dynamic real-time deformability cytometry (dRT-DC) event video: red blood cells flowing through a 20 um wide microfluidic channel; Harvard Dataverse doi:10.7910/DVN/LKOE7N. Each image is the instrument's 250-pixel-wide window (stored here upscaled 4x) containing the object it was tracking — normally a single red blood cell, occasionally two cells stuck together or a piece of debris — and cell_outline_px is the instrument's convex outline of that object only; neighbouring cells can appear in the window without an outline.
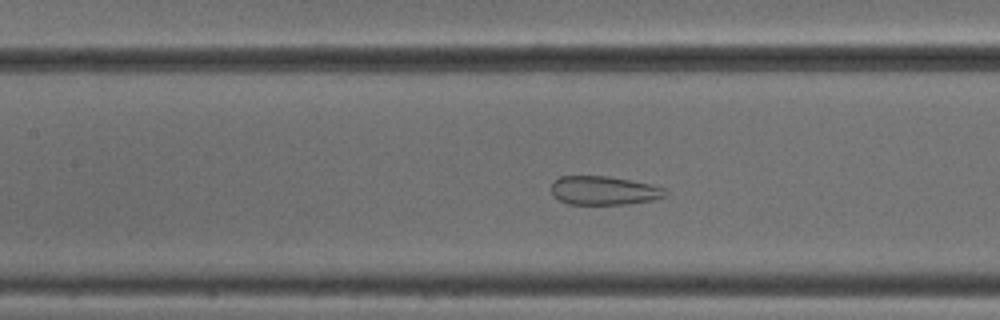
{"species": "common noctule bat (a hibernating species)", "species_latin": "Nyctalus noctula", "temperature_condition": "cold", "stored_images_in_passage": 48, "camera_frame_rate_fps": 3000, "um_per_image_px": 0.085, "animal": {"sex": "male", "body_mass_g": 18.8}, "frame": {"image": 1, "passage_image": 20, "time_ms": 6.333, "image_size_px": [1000, 320], "cell_outline_px": [[664, 196], [652, 200], [628, 204], [568, 204], [552, 196], [552, 180], [560, 176], [608, 176], [648, 184], [664, 188]], "centroid_in_image_um": [51.25, 16.19], "position_along_channel_um": 156.2, "area_um2": 18.9}}
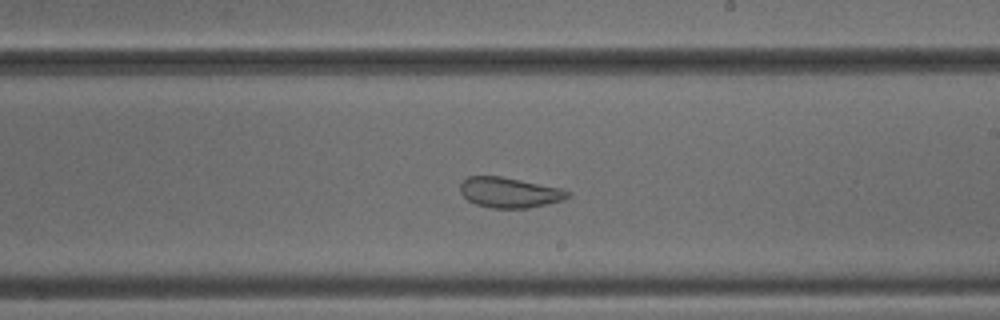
{"frame": {"image": 2, "passage_image": 27, "time_ms": 8.667, "image_size_px": [1000, 320], "cell_outline_px": [[572, 196], [564, 200], [528, 208], [492, 208], [476, 204], [468, 200], [460, 192], [460, 184], [468, 176], [500, 176], [560, 188], [572, 192]], "centroid_in_image_um": [43.33, 16.37], "position_along_channel_um": 245.7, "area_um2": 18.96}}
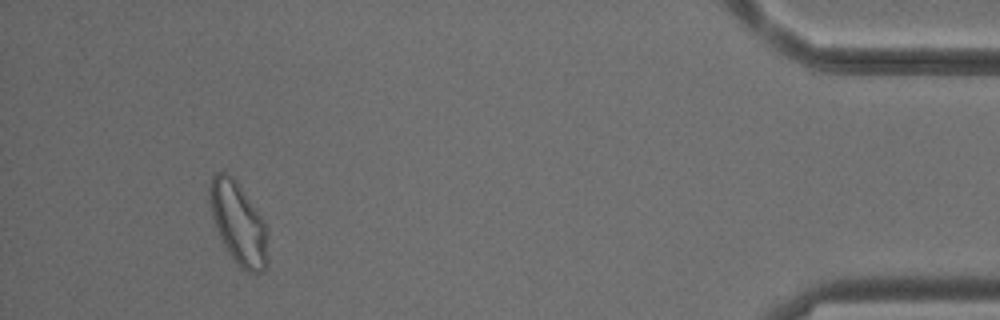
{"frame": {"image": 3, "passage_image": 45, "time_ms": 14.667, "image_size_px": [1000, 320], "cell_outline_px": [[268, 264], [264, 272], [248, 272], [240, 268], [228, 252], [216, 228], [212, 216], [208, 200], [208, 188], [212, 176], [216, 172], [224, 172], [232, 176], [236, 180], [264, 220], [268, 228]], "centroid_in_image_um": [20.28, 18.99], "position_along_channel_um": 414.9, "area_um2": 28.21}, "authors_computed_cell_mechanics": {"area_um2": 24.565, "velocity_mm_per_s": 3.8459, "shape_relaxation_time_tau1_ms": null, "shape_relaxation_time_tau2_ms": 1.3724, "deformation_change_tau1": null, "deformation_change_tau2": 0.0777}}